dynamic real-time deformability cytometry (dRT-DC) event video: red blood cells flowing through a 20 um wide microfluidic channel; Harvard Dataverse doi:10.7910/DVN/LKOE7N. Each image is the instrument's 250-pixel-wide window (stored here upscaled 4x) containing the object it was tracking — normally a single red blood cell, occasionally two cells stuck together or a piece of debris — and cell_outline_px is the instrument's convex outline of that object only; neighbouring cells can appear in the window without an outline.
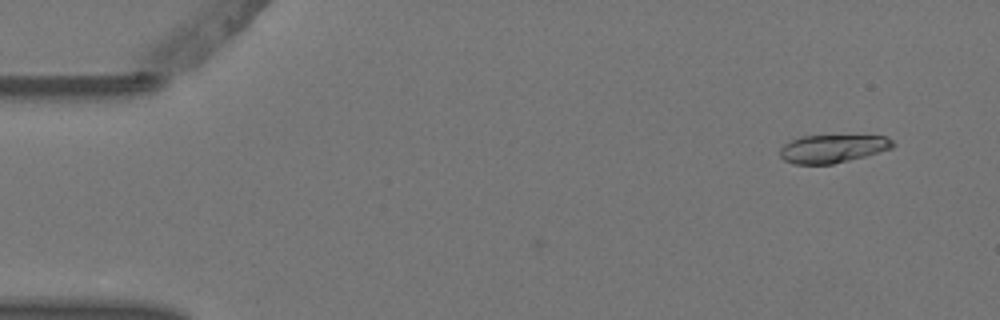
{"species": "Egyptian fruit bat (a non-hibernating species)", "species_latin": "Rousettus aegyptiacus", "temperature_condition": "warm", "stored_images_in_passage": 2, "camera_frame_rate_fps": 3000, "um_per_image_px": 0.085, "animal": {"sex": "female"}, "frame": {"image": 1, "passage_image": 2, "time_ms": 0.333, "image_size_px": [1000, 320], "cell_outline_px": [[896, 144], [892, 148], [864, 156], [832, 164], [792, 164], [784, 160], [780, 156], [780, 148], [784, 144], [800, 136], [884, 136], [892, 140]], "centroid_in_image_um": [70.74, 12.64], "position_along_channel_um": 14.3, "area_um2": 18.26}}